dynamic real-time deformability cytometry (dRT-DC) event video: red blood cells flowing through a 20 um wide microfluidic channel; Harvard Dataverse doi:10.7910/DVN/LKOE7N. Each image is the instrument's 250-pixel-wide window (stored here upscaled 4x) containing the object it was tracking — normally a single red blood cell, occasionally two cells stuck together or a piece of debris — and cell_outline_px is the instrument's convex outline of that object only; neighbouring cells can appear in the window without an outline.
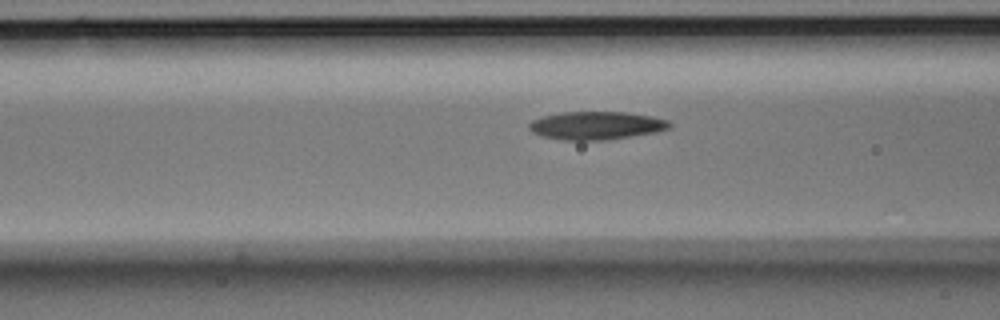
{"species": "Egyptian fruit bat (a non-hibernating species)", "species_latin": "Rousettus aegyptiacus", "temperature_condition": "room temperature", "stored_images_in_passage": 19, "camera_frame_rate_fps": 3000, "um_per_image_px": 0.085, "animal": {"sex": "male"}, "frame": {"image": 1, "passage_image": 17, "time_ms": 5.333, "image_size_px": [1000, 320], "cell_outline_px": [[672, 124], [668, 128], [656, 132], [608, 140], [560, 140], [544, 136], [532, 132], [528, 128], [528, 124], [532, 120], [544, 116], [560, 112], [624, 112], [652, 116], [668, 120]], "centroid_in_image_um": [50.67, 10.67], "position_along_channel_um": 115.9, "area_um2": 23.0}}